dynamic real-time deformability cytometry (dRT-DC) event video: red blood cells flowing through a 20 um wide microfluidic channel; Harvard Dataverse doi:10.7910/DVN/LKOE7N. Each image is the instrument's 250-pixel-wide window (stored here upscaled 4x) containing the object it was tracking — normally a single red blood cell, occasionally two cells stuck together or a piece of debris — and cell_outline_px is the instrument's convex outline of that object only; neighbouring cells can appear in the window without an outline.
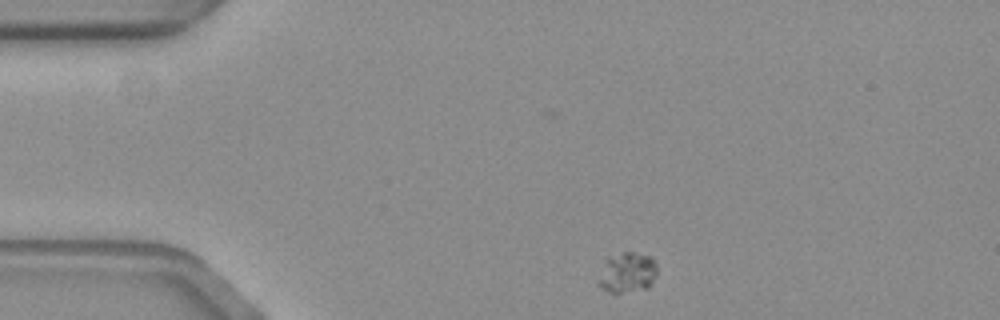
{"species": "common noctule bat (a hibernating species)", "species_latin": "Nyctalus noctula", "temperature_condition": "warm", "stored_images_in_passage": 8, "camera_frame_rate_fps": 3000, "um_per_image_px": 0.085, "animal": {"sex": "female", "body_mass_g": 19.3, "forearm_length_mm": 54.1}, "frame": {"image": 1, "passage_image": 1, "time_ms": 0.0, "image_size_px": [1000, 320], "cell_outline_px": [[656, 272], [648, 288], [620, 292], [608, 292], [600, 284], [600, 280], [604, 260], [624, 252], [632, 252], [652, 256], [656, 264]], "centroid_in_image_um": [53.36, 23.14], "position_along_channel_um": 31.6, "area_um2": 13.24}}